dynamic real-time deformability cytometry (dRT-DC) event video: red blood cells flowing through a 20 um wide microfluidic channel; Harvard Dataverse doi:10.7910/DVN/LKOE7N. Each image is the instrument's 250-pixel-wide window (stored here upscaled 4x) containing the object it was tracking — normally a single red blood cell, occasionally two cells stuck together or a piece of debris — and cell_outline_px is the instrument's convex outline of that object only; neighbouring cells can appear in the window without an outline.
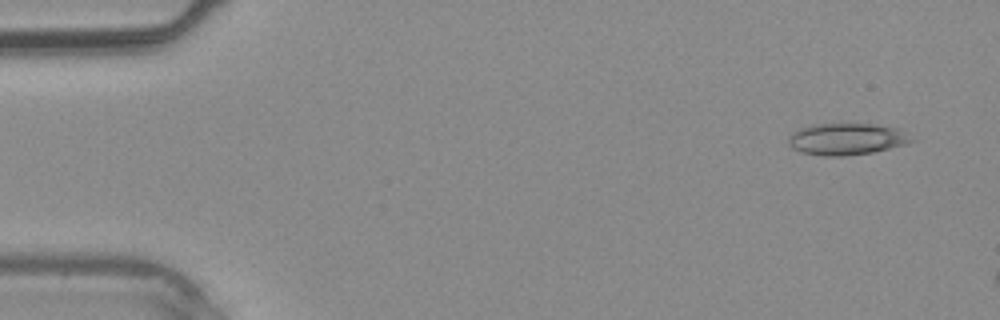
{"species": "common noctule bat (a hibernating species)", "species_latin": "Nyctalus noctula", "temperature_condition": "warm", "stored_images_in_passage": 8, "camera_frame_rate_fps": 3000, "um_per_image_px": 0.085, "animal": {"sex": "male", "body_mass_g": 20.4}, "frame": {"image": 1, "passage_image": 3, "time_ms": 0.667, "image_size_px": [1000, 320], "cell_outline_px": [[916, 140], [908, 144], [872, 152], [840, 156], [824, 156], [800, 152], [792, 148], [788, 144], [788, 136], [792, 132], [800, 128], [812, 124], [872, 124], [896, 128]], "centroid_in_image_um": [71.92, 11.82], "position_along_channel_um": 13.1, "area_um2": 22.66}}